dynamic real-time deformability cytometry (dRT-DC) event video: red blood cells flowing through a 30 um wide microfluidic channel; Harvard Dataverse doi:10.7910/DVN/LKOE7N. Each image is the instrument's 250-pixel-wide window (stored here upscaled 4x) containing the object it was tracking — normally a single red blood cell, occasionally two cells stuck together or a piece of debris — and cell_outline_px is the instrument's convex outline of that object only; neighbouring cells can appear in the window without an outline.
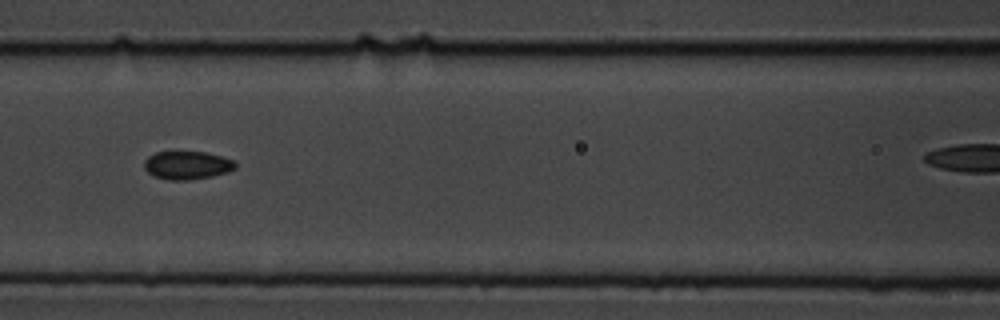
{"species": "common noctule bat (a hibernating species)", "species_latin": "Nyctalus noctula", "temperature_condition": "cold", "stored_images_in_passage": 12, "camera_frame_rate_fps": 3000, "um_per_image_px": 0.085, "animal": {"sex": "male", "body_mass_g": 19.5, "forearm_length_mm": 54.6}, "frame": {"image": 1, "passage_image": 6, "time_ms": 6.667, "image_size_px": [1000, 320], "cell_outline_px": [[236, 168], [228, 172], [212, 176], [188, 180], [168, 180], [152, 176], [144, 168], [144, 160], [148, 156], [156, 152], [204, 152], [224, 156], [232, 160], [236, 164]], "centroid_in_image_um": [15.9, 14.05], "position_along_channel_um": 150.7, "area_um2": 15.09}}
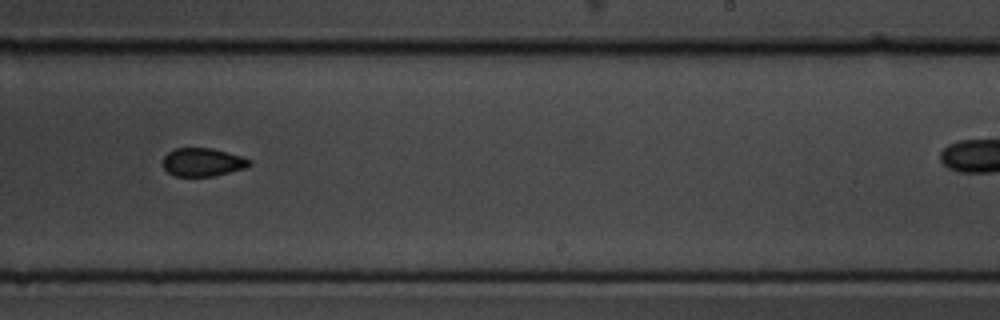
{"frame": {"image": 2, "passage_image": 9, "time_ms": 10.0, "image_size_px": [1000, 320], "cell_outline_px": [[252, 164], [244, 168], [212, 176], [176, 176], [168, 172], [164, 168], [164, 156], [168, 152], [176, 148], [212, 148], [244, 156], [252, 160]], "centroid_in_image_um": [17.26, 13.77], "position_along_channel_um": 271.7, "area_um2": 14.22}}